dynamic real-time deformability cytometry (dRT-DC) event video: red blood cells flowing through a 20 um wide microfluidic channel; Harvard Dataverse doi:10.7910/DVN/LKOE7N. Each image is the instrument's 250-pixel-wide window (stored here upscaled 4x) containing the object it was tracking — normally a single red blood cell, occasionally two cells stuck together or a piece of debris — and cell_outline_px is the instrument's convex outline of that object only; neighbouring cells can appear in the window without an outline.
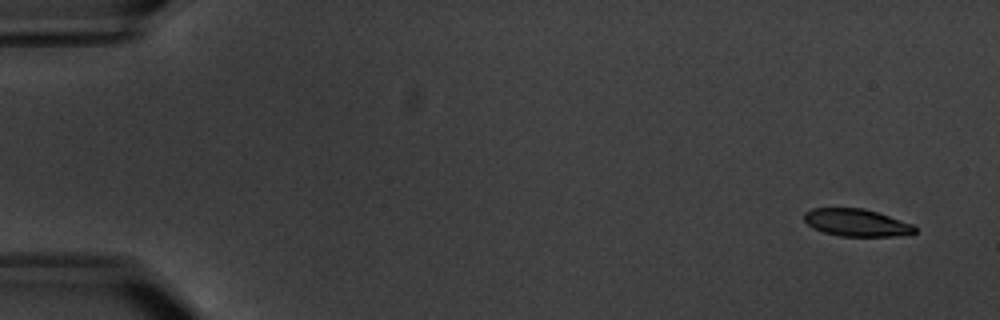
{"species": "common noctule bat (a hibernating species)", "species_latin": "Nyctalus noctula", "temperature_condition": "warm", "stored_images_in_passage": 5, "camera_frame_rate_fps": 3000, "um_per_image_px": 0.085, "animal": {"sex": "male", "body_mass_g": 20.1, "forearm_length_mm": 53.5}, "frame": {"image": 1, "passage_image": 1, "time_ms": 0.0, "image_size_px": [1000, 320], "cell_outline_px": [[916, 232], [892, 236], [840, 236], [824, 232], [812, 228], [804, 220], [804, 212], [812, 208], [864, 208], [912, 224], [916, 228]], "centroid_in_image_um": [72.75, 18.92], "position_along_channel_um": 12.3, "area_um2": 17.46}}
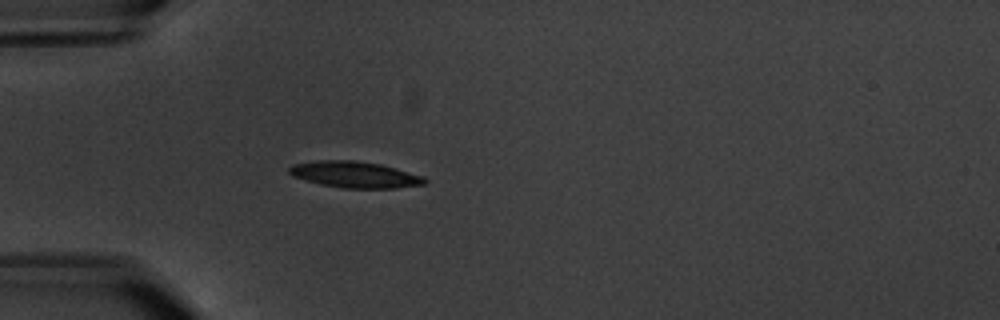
{"frame": {"image": 2, "passage_image": 5, "time_ms": 5.0, "image_size_px": [1000, 320], "cell_outline_px": [[428, 180], [424, 184], [396, 188], [340, 188], [320, 184], [292, 176], [288, 172], [288, 168], [292, 164], [316, 160], [352, 160], [380, 164], [396, 168], [424, 176]], "centroid_in_image_um": [30.14, 14.84], "position_along_channel_um": 54.9, "area_um2": 20.87}}